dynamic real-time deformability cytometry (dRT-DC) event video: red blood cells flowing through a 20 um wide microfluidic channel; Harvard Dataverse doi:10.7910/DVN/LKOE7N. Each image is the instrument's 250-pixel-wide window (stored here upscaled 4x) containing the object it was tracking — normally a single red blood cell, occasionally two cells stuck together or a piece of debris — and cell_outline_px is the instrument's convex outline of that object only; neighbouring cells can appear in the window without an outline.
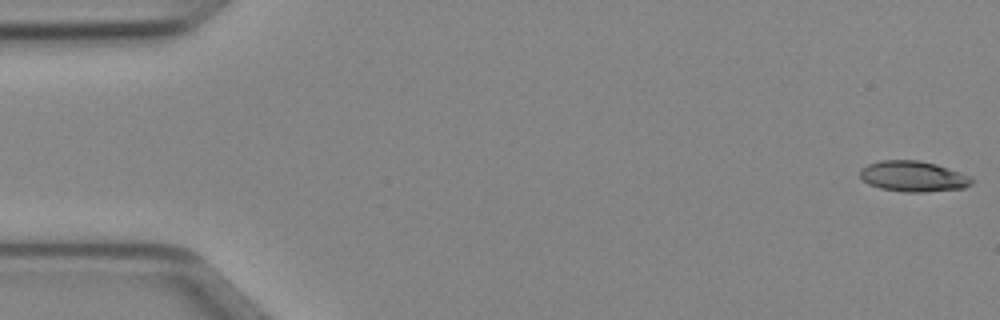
{"species": "Egyptian fruit bat (a non-hibernating species)", "species_latin": "Rousettus aegyptiacus", "temperature_condition": "cold", "stored_images_in_passage": 50, "camera_frame_rate_fps": 3000, "um_per_image_px": 0.085, "animal": {"sex": "female"}, "frame": {"image": 1, "passage_image": 1, "time_ms": 0.0, "image_size_px": [1000, 320], "cell_outline_px": [[972, 184], [964, 188], [924, 192], [904, 192], [880, 188], [868, 184], [860, 176], [860, 168], [868, 164], [880, 160], [916, 160], [936, 164], [972, 176]], "centroid_in_image_um": [77.62, 14.99], "position_along_channel_um": 7.4, "area_um2": 20.0}}
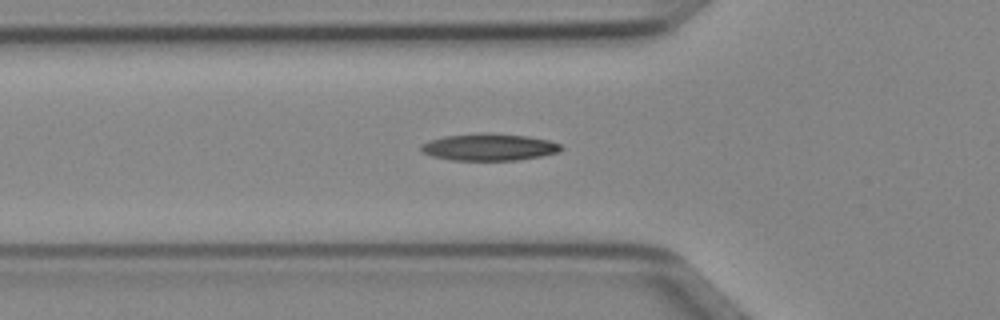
{"frame": {"image": 2, "passage_image": 17, "time_ms": 5.333, "image_size_px": [1000, 320], "cell_outline_px": [[564, 148], [560, 152], [540, 156], [516, 160], [452, 160], [432, 156], [420, 152], [420, 144], [428, 140], [444, 136], [492, 132], [528, 136], [548, 140], [560, 144]], "centroid_in_image_um": [41.55, 12.5], "position_along_channel_um": 84.2, "area_um2": 22.2}}
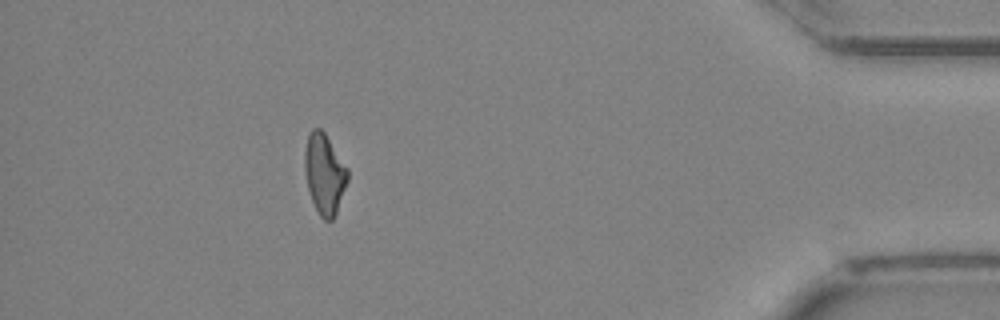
{"frame": {"image": 3, "passage_image": 45, "time_ms": 14.667, "image_size_px": [1000, 320], "cell_outline_px": [[348, 180], [336, 212], [332, 220], [324, 220], [320, 216], [312, 200], [308, 188], [304, 168], [304, 152], [308, 136], [312, 128], [320, 128], [324, 132], [348, 168]], "centroid_in_image_um": [27.57, 14.76], "position_along_channel_um": 407.6, "area_um2": 19.88}, "authors_computed_cell_mechanics": {"area_um2": 20.519, "velocity_mm_per_s": 4.0387, "shape_relaxation_time_tau1_ms": 6.8484, "shape_relaxation_time_tau2_ms": 8.3838, "deformation_change_tau1": 0.1852, "deformation_change_tau2": 0.2037}}